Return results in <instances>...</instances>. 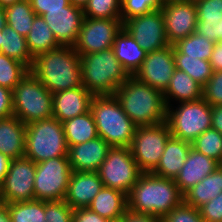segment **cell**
Masks as SVG:
<instances>
[{
	"mask_svg": "<svg viewBox=\"0 0 222 222\" xmlns=\"http://www.w3.org/2000/svg\"><path fill=\"white\" fill-rule=\"evenodd\" d=\"M94 95L84 86L52 94L53 117L61 123L90 111Z\"/></svg>",
	"mask_w": 222,
	"mask_h": 222,
	"instance_id": "obj_20",
	"label": "cell"
},
{
	"mask_svg": "<svg viewBox=\"0 0 222 222\" xmlns=\"http://www.w3.org/2000/svg\"><path fill=\"white\" fill-rule=\"evenodd\" d=\"M215 43L207 39L204 35L194 32L188 37L179 40L174 47L188 57L209 61Z\"/></svg>",
	"mask_w": 222,
	"mask_h": 222,
	"instance_id": "obj_33",
	"label": "cell"
},
{
	"mask_svg": "<svg viewBox=\"0 0 222 222\" xmlns=\"http://www.w3.org/2000/svg\"><path fill=\"white\" fill-rule=\"evenodd\" d=\"M112 50L129 76H134L147 56V52L124 28L116 36Z\"/></svg>",
	"mask_w": 222,
	"mask_h": 222,
	"instance_id": "obj_24",
	"label": "cell"
},
{
	"mask_svg": "<svg viewBox=\"0 0 222 222\" xmlns=\"http://www.w3.org/2000/svg\"><path fill=\"white\" fill-rule=\"evenodd\" d=\"M37 16H42L47 10L62 9L70 4L69 0H29Z\"/></svg>",
	"mask_w": 222,
	"mask_h": 222,
	"instance_id": "obj_45",
	"label": "cell"
},
{
	"mask_svg": "<svg viewBox=\"0 0 222 222\" xmlns=\"http://www.w3.org/2000/svg\"><path fill=\"white\" fill-rule=\"evenodd\" d=\"M161 11L165 21L166 38L170 45L196 32L198 16L194 0L163 4Z\"/></svg>",
	"mask_w": 222,
	"mask_h": 222,
	"instance_id": "obj_15",
	"label": "cell"
},
{
	"mask_svg": "<svg viewBox=\"0 0 222 222\" xmlns=\"http://www.w3.org/2000/svg\"><path fill=\"white\" fill-rule=\"evenodd\" d=\"M2 40H3V29H0V48L2 46Z\"/></svg>",
	"mask_w": 222,
	"mask_h": 222,
	"instance_id": "obj_57",
	"label": "cell"
},
{
	"mask_svg": "<svg viewBox=\"0 0 222 222\" xmlns=\"http://www.w3.org/2000/svg\"><path fill=\"white\" fill-rule=\"evenodd\" d=\"M171 136L167 122L136 127L130 150L143 173H152L156 169Z\"/></svg>",
	"mask_w": 222,
	"mask_h": 222,
	"instance_id": "obj_9",
	"label": "cell"
},
{
	"mask_svg": "<svg viewBox=\"0 0 222 222\" xmlns=\"http://www.w3.org/2000/svg\"><path fill=\"white\" fill-rule=\"evenodd\" d=\"M163 222H204V220L198 208L182 202L163 218Z\"/></svg>",
	"mask_w": 222,
	"mask_h": 222,
	"instance_id": "obj_42",
	"label": "cell"
},
{
	"mask_svg": "<svg viewBox=\"0 0 222 222\" xmlns=\"http://www.w3.org/2000/svg\"><path fill=\"white\" fill-rule=\"evenodd\" d=\"M175 104L167 106L166 114L172 137L192 143L211 128L212 106L203 98Z\"/></svg>",
	"mask_w": 222,
	"mask_h": 222,
	"instance_id": "obj_8",
	"label": "cell"
},
{
	"mask_svg": "<svg viewBox=\"0 0 222 222\" xmlns=\"http://www.w3.org/2000/svg\"><path fill=\"white\" fill-rule=\"evenodd\" d=\"M26 41L33 58L61 46L42 16L37 15L33 19L32 28L26 36Z\"/></svg>",
	"mask_w": 222,
	"mask_h": 222,
	"instance_id": "obj_29",
	"label": "cell"
},
{
	"mask_svg": "<svg viewBox=\"0 0 222 222\" xmlns=\"http://www.w3.org/2000/svg\"><path fill=\"white\" fill-rule=\"evenodd\" d=\"M52 93L29 70L13 89V116L28 125L53 117Z\"/></svg>",
	"mask_w": 222,
	"mask_h": 222,
	"instance_id": "obj_7",
	"label": "cell"
},
{
	"mask_svg": "<svg viewBox=\"0 0 222 222\" xmlns=\"http://www.w3.org/2000/svg\"><path fill=\"white\" fill-rule=\"evenodd\" d=\"M13 116V90L0 86V118Z\"/></svg>",
	"mask_w": 222,
	"mask_h": 222,
	"instance_id": "obj_46",
	"label": "cell"
},
{
	"mask_svg": "<svg viewBox=\"0 0 222 222\" xmlns=\"http://www.w3.org/2000/svg\"><path fill=\"white\" fill-rule=\"evenodd\" d=\"M222 192V166L203 178L183 194V202L200 208Z\"/></svg>",
	"mask_w": 222,
	"mask_h": 222,
	"instance_id": "obj_27",
	"label": "cell"
},
{
	"mask_svg": "<svg viewBox=\"0 0 222 222\" xmlns=\"http://www.w3.org/2000/svg\"><path fill=\"white\" fill-rule=\"evenodd\" d=\"M67 146L93 140L98 137L96 123L91 111L62 122Z\"/></svg>",
	"mask_w": 222,
	"mask_h": 222,
	"instance_id": "obj_28",
	"label": "cell"
},
{
	"mask_svg": "<svg viewBox=\"0 0 222 222\" xmlns=\"http://www.w3.org/2000/svg\"><path fill=\"white\" fill-rule=\"evenodd\" d=\"M173 56L175 67L187 73L194 81L202 87L209 81L213 70L209 61L188 57L181 54L173 45Z\"/></svg>",
	"mask_w": 222,
	"mask_h": 222,
	"instance_id": "obj_31",
	"label": "cell"
},
{
	"mask_svg": "<svg viewBox=\"0 0 222 222\" xmlns=\"http://www.w3.org/2000/svg\"><path fill=\"white\" fill-rule=\"evenodd\" d=\"M109 222H122V217L118 219L109 220Z\"/></svg>",
	"mask_w": 222,
	"mask_h": 222,
	"instance_id": "obj_58",
	"label": "cell"
},
{
	"mask_svg": "<svg viewBox=\"0 0 222 222\" xmlns=\"http://www.w3.org/2000/svg\"><path fill=\"white\" fill-rule=\"evenodd\" d=\"M42 18L61 46H73L76 43L84 20L82 8L70 3L62 9L47 10Z\"/></svg>",
	"mask_w": 222,
	"mask_h": 222,
	"instance_id": "obj_17",
	"label": "cell"
},
{
	"mask_svg": "<svg viewBox=\"0 0 222 222\" xmlns=\"http://www.w3.org/2000/svg\"><path fill=\"white\" fill-rule=\"evenodd\" d=\"M104 187L129 194L143 172L134 160L130 147H111L98 169Z\"/></svg>",
	"mask_w": 222,
	"mask_h": 222,
	"instance_id": "obj_10",
	"label": "cell"
},
{
	"mask_svg": "<svg viewBox=\"0 0 222 222\" xmlns=\"http://www.w3.org/2000/svg\"><path fill=\"white\" fill-rule=\"evenodd\" d=\"M103 188L98 172L72 171L64 201L72 208H87Z\"/></svg>",
	"mask_w": 222,
	"mask_h": 222,
	"instance_id": "obj_19",
	"label": "cell"
},
{
	"mask_svg": "<svg viewBox=\"0 0 222 222\" xmlns=\"http://www.w3.org/2000/svg\"><path fill=\"white\" fill-rule=\"evenodd\" d=\"M90 111L98 136L111 147H130L137 125L122 109L114 95H94Z\"/></svg>",
	"mask_w": 222,
	"mask_h": 222,
	"instance_id": "obj_4",
	"label": "cell"
},
{
	"mask_svg": "<svg viewBox=\"0 0 222 222\" xmlns=\"http://www.w3.org/2000/svg\"><path fill=\"white\" fill-rule=\"evenodd\" d=\"M69 1L72 5L83 9L89 0H69Z\"/></svg>",
	"mask_w": 222,
	"mask_h": 222,
	"instance_id": "obj_54",
	"label": "cell"
},
{
	"mask_svg": "<svg viewBox=\"0 0 222 222\" xmlns=\"http://www.w3.org/2000/svg\"><path fill=\"white\" fill-rule=\"evenodd\" d=\"M36 164L25 156L12 159L4 182L0 186V197L4 203L35 200L34 178Z\"/></svg>",
	"mask_w": 222,
	"mask_h": 222,
	"instance_id": "obj_13",
	"label": "cell"
},
{
	"mask_svg": "<svg viewBox=\"0 0 222 222\" xmlns=\"http://www.w3.org/2000/svg\"><path fill=\"white\" fill-rule=\"evenodd\" d=\"M7 25L6 12L4 7L0 6V29H3Z\"/></svg>",
	"mask_w": 222,
	"mask_h": 222,
	"instance_id": "obj_53",
	"label": "cell"
},
{
	"mask_svg": "<svg viewBox=\"0 0 222 222\" xmlns=\"http://www.w3.org/2000/svg\"><path fill=\"white\" fill-rule=\"evenodd\" d=\"M202 98L211 106L222 105V71H213L202 88Z\"/></svg>",
	"mask_w": 222,
	"mask_h": 222,
	"instance_id": "obj_41",
	"label": "cell"
},
{
	"mask_svg": "<svg viewBox=\"0 0 222 222\" xmlns=\"http://www.w3.org/2000/svg\"><path fill=\"white\" fill-rule=\"evenodd\" d=\"M114 96L137 126L166 122L167 106L163 93L135 76H129L116 90Z\"/></svg>",
	"mask_w": 222,
	"mask_h": 222,
	"instance_id": "obj_3",
	"label": "cell"
},
{
	"mask_svg": "<svg viewBox=\"0 0 222 222\" xmlns=\"http://www.w3.org/2000/svg\"><path fill=\"white\" fill-rule=\"evenodd\" d=\"M0 222H12L8 204L4 202L0 203Z\"/></svg>",
	"mask_w": 222,
	"mask_h": 222,
	"instance_id": "obj_52",
	"label": "cell"
},
{
	"mask_svg": "<svg viewBox=\"0 0 222 222\" xmlns=\"http://www.w3.org/2000/svg\"><path fill=\"white\" fill-rule=\"evenodd\" d=\"M0 53L22 62L29 69L32 67L34 58L28 49L26 37L7 25L3 28Z\"/></svg>",
	"mask_w": 222,
	"mask_h": 222,
	"instance_id": "obj_30",
	"label": "cell"
},
{
	"mask_svg": "<svg viewBox=\"0 0 222 222\" xmlns=\"http://www.w3.org/2000/svg\"><path fill=\"white\" fill-rule=\"evenodd\" d=\"M122 29V19L84 17L73 48L80 56L110 49Z\"/></svg>",
	"mask_w": 222,
	"mask_h": 222,
	"instance_id": "obj_12",
	"label": "cell"
},
{
	"mask_svg": "<svg viewBox=\"0 0 222 222\" xmlns=\"http://www.w3.org/2000/svg\"><path fill=\"white\" fill-rule=\"evenodd\" d=\"M128 208L164 218L183 202V194L171 178L143 173L127 195Z\"/></svg>",
	"mask_w": 222,
	"mask_h": 222,
	"instance_id": "obj_2",
	"label": "cell"
},
{
	"mask_svg": "<svg viewBox=\"0 0 222 222\" xmlns=\"http://www.w3.org/2000/svg\"><path fill=\"white\" fill-rule=\"evenodd\" d=\"M80 66L83 86L93 95H114L129 77L112 48L82 55Z\"/></svg>",
	"mask_w": 222,
	"mask_h": 222,
	"instance_id": "obj_5",
	"label": "cell"
},
{
	"mask_svg": "<svg viewBox=\"0 0 222 222\" xmlns=\"http://www.w3.org/2000/svg\"><path fill=\"white\" fill-rule=\"evenodd\" d=\"M123 28L147 53L170 45L166 38L165 21L161 9L132 17L123 23Z\"/></svg>",
	"mask_w": 222,
	"mask_h": 222,
	"instance_id": "obj_14",
	"label": "cell"
},
{
	"mask_svg": "<svg viewBox=\"0 0 222 222\" xmlns=\"http://www.w3.org/2000/svg\"><path fill=\"white\" fill-rule=\"evenodd\" d=\"M192 148L222 164V134L210 128L192 142Z\"/></svg>",
	"mask_w": 222,
	"mask_h": 222,
	"instance_id": "obj_36",
	"label": "cell"
},
{
	"mask_svg": "<svg viewBox=\"0 0 222 222\" xmlns=\"http://www.w3.org/2000/svg\"><path fill=\"white\" fill-rule=\"evenodd\" d=\"M198 209L204 222H222V192Z\"/></svg>",
	"mask_w": 222,
	"mask_h": 222,
	"instance_id": "obj_43",
	"label": "cell"
},
{
	"mask_svg": "<svg viewBox=\"0 0 222 222\" xmlns=\"http://www.w3.org/2000/svg\"><path fill=\"white\" fill-rule=\"evenodd\" d=\"M196 33L214 43L222 42V16H198Z\"/></svg>",
	"mask_w": 222,
	"mask_h": 222,
	"instance_id": "obj_39",
	"label": "cell"
},
{
	"mask_svg": "<svg viewBox=\"0 0 222 222\" xmlns=\"http://www.w3.org/2000/svg\"><path fill=\"white\" fill-rule=\"evenodd\" d=\"M221 164L216 160L197 152L191 147L182 169L174 179L179 191L184 194Z\"/></svg>",
	"mask_w": 222,
	"mask_h": 222,
	"instance_id": "obj_21",
	"label": "cell"
},
{
	"mask_svg": "<svg viewBox=\"0 0 222 222\" xmlns=\"http://www.w3.org/2000/svg\"><path fill=\"white\" fill-rule=\"evenodd\" d=\"M209 62L213 71H222V42L215 43Z\"/></svg>",
	"mask_w": 222,
	"mask_h": 222,
	"instance_id": "obj_49",
	"label": "cell"
},
{
	"mask_svg": "<svg viewBox=\"0 0 222 222\" xmlns=\"http://www.w3.org/2000/svg\"><path fill=\"white\" fill-rule=\"evenodd\" d=\"M211 128L222 134V105L212 106Z\"/></svg>",
	"mask_w": 222,
	"mask_h": 222,
	"instance_id": "obj_50",
	"label": "cell"
},
{
	"mask_svg": "<svg viewBox=\"0 0 222 222\" xmlns=\"http://www.w3.org/2000/svg\"><path fill=\"white\" fill-rule=\"evenodd\" d=\"M80 59L73 46H60L35 57L29 70L53 94L83 86Z\"/></svg>",
	"mask_w": 222,
	"mask_h": 222,
	"instance_id": "obj_1",
	"label": "cell"
},
{
	"mask_svg": "<svg viewBox=\"0 0 222 222\" xmlns=\"http://www.w3.org/2000/svg\"><path fill=\"white\" fill-rule=\"evenodd\" d=\"M12 222H45V201L32 200L8 203Z\"/></svg>",
	"mask_w": 222,
	"mask_h": 222,
	"instance_id": "obj_34",
	"label": "cell"
},
{
	"mask_svg": "<svg viewBox=\"0 0 222 222\" xmlns=\"http://www.w3.org/2000/svg\"><path fill=\"white\" fill-rule=\"evenodd\" d=\"M162 8L159 0H122L121 19L123 23L136 16L144 15Z\"/></svg>",
	"mask_w": 222,
	"mask_h": 222,
	"instance_id": "obj_38",
	"label": "cell"
},
{
	"mask_svg": "<svg viewBox=\"0 0 222 222\" xmlns=\"http://www.w3.org/2000/svg\"><path fill=\"white\" fill-rule=\"evenodd\" d=\"M111 146L101 137L68 147V161L72 171L97 172Z\"/></svg>",
	"mask_w": 222,
	"mask_h": 222,
	"instance_id": "obj_18",
	"label": "cell"
},
{
	"mask_svg": "<svg viewBox=\"0 0 222 222\" xmlns=\"http://www.w3.org/2000/svg\"><path fill=\"white\" fill-rule=\"evenodd\" d=\"M191 147L192 143L171 136L166 142L159 164L152 174L175 179L182 169Z\"/></svg>",
	"mask_w": 222,
	"mask_h": 222,
	"instance_id": "obj_22",
	"label": "cell"
},
{
	"mask_svg": "<svg viewBox=\"0 0 222 222\" xmlns=\"http://www.w3.org/2000/svg\"><path fill=\"white\" fill-rule=\"evenodd\" d=\"M122 0H89L83 8L84 17L121 19Z\"/></svg>",
	"mask_w": 222,
	"mask_h": 222,
	"instance_id": "obj_37",
	"label": "cell"
},
{
	"mask_svg": "<svg viewBox=\"0 0 222 222\" xmlns=\"http://www.w3.org/2000/svg\"><path fill=\"white\" fill-rule=\"evenodd\" d=\"M26 124L16 116L0 118V152L12 159L25 153Z\"/></svg>",
	"mask_w": 222,
	"mask_h": 222,
	"instance_id": "obj_23",
	"label": "cell"
},
{
	"mask_svg": "<svg viewBox=\"0 0 222 222\" xmlns=\"http://www.w3.org/2000/svg\"><path fill=\"white\" fill-rule=\"evenodd\" d=\"M28 72L25 64L0 53V86L13 90Z\"/></svg>",
	"mask_w": 222,
	"mask_h": 222,
	"instance_id": "obj_35",
	"label": "cell"
},
{
	"mask_svg": "<svg viewBox=\"0 0 222 222\" xmlns=\"http://www.w3.org/2000/svg\"><path fill=\"white\" fill-rule=\"evenodd\" d=\"M72 169L68 156L48 159L36 164L34 178L35 200H64Z\"/></svg>",
	"mask_w": 222,
	"mask_h": 222,
	"instance_id": "obj_11",
	"label": "cell"
},
{
	"mask_svg": "<svg viewBox=\"0 0 222 222\" xmlns=\"http://www.w3.org/2000/svg\"><path fill=\"white\" fill-rule=\"evenodd\" d=\"M24 0H0V6L2 7H6L8 5L14 4V3H18Z\"/></svg>",
	"mask_w": 222,
	"mask_h": 222,
	"instance_id": "obj_55",
	"label": "cell"
},
{
	"mask_svg": "<svg viewBox=\"0 0 222 222\" xmlns=\"http://www.w3.org/2000/svg\"><path fill=\"white\" fill-rule=\"evenodd\" d=\"M160 3L163 4H167V3H171V2H176V1H182V0H159Z\"/></svg>",
	"mask_w": 222,
	"mask_h": 222,
	"instance_id": "obj_56",
	"label": "cell"
},
{
	"mask_svg": "<svg viewBox=\"0 0 222 222\" xmlns=\"http://www.w3.org/2000/svg\"><path fill=\"white\" fill-rule=\"evenodd\" d=\"M173 45L147 53L141 67L134 76L147 85L165 92L174 73Z\"/></svg>",
	"mask_w": 222,
	"mask_h": 222,
	"instance_id": "obj_16",
	"label": "cell"
},
{
	"mask_svg": "<svg viewBox=\"0 0 222 222\" xmlns=\"http://www.w3.org/2000/svg\"><path fill=\"white\" fill-rule=\"evenodd\" d=\"M11 159L0 152V186L8 173Z\"/></svg>",
	"mask_w": 222,
	"mask_h": 222,
	"instance_id": "obj_51",
	"label": "cell"
},
{
	"mask_svg": "<svg viewBox=\"0 0 222 222\" xmlns=\"http://www.w3.org/2000/svg\"><path fill=\"white\" fill-rule=\"evenodd\" d=\"M202 86L187 73L175 69L170 83L163 93L166 106L173 103L197 101L202 99Z\"/></svg>",
	"mask_w": 222,
	"mask_h": 222,
	"instance_id": "obj_25",
	"label": "cell"
},
{
	"mask_svg": "<svg viewBox=\"0 0 222 222\" xmlns=\"http://www.w3.org/2000/svg\"><path fill=\"white\" fill-rule=\"evenodd\" d=\"M122 222H163V218L143 214L127 208L122 215Z\"/></svg>",
	"mask_w": 222,
	"mask_h": 222,
	"instance_id": "obj_48",
	"label": "cell"
},
{
	"mask_svg": "<svg viewBox=\"0 0 222 222\" xmlns=\"http://www.w3.org/2000/svg\"><path fill=\"white\" fill-rule=\"evenodd\" d=\"M88 208L108 220L121 218L128 208L127 194L103 186Z\"/></svg>",
	"mask_w": 222,
	"mask_h": 222,
	"instance_id": "obj_26",
	"label": "cell"
},
{
	"mask_svg": "<svg viewBox=\"0 0 222 222\" xmlns=\"http://www.w3.org/2000/svg\"><path fill=\"white\" fill-rule=\"evenodd\" d=\"M73 209L64 201H45V222H72Z\"/></svg>",
	"mask_w": 222,
	"mask_h": 222,
	"instance_id": "obj_40",
	"label": "cell"
},
{
	"mask_svg": "<svg viewBox=\"0 0 222 222\" xmlns=\"http://www.w3.org/2000/svg\"><path fill=\"white\" fill-rule=\"evenodd\" d=\"M72 222H109V220L87 207L73 209Z\"/></svg>",
	"mask_w": 222,
	"mask_h": 222,
	"instance_id": "obj_47",
	"label": "cell"
},
{
	"mask_svg": "<svg viewBox=\"0 0 222 222\" xmlns=\"http://www.w3.org/2000/svg\"><path fill=\"white\" fill-rule=\"evenodd\" d=\"M197 16H222V0H194Z\"/></svg>",
	"mask_w": 222,
	"mask_h": 222,
	"instance_id": "obj_44",
	"label": "cell"
},
{
	"mask_svg": "<svg viewBox=\"0 0 222 222\" xmlns=\"http://www.w3.org/2000/svg\"><path fill=\"white\" fill-rule=\"evenodd\" d=\"M7 26L17 33L27 36L32 28L36 13L33 11L29 0H24L4 7Z\"/></svg>",
	"mask_w": 222,
	"mask_h": 222,
	"instance_id": "obj_32",
	"label": "cell"
},
{
	"mask_svg": "<svg viewBox=\"0 0 222 222\" xmlns=\"http://www.w3.org/2000/svg\"><path fill=\"white\" fill-rule=\"evenodd\" d=\"M68 155L62 123L52 117L26 125L24 156L35 164Z\"/></svg>",
	"mask_w": 222,
	"mask_h": 222,
	"instance_id": "obj_6",
	"label": "cell"
}]
</instances>
